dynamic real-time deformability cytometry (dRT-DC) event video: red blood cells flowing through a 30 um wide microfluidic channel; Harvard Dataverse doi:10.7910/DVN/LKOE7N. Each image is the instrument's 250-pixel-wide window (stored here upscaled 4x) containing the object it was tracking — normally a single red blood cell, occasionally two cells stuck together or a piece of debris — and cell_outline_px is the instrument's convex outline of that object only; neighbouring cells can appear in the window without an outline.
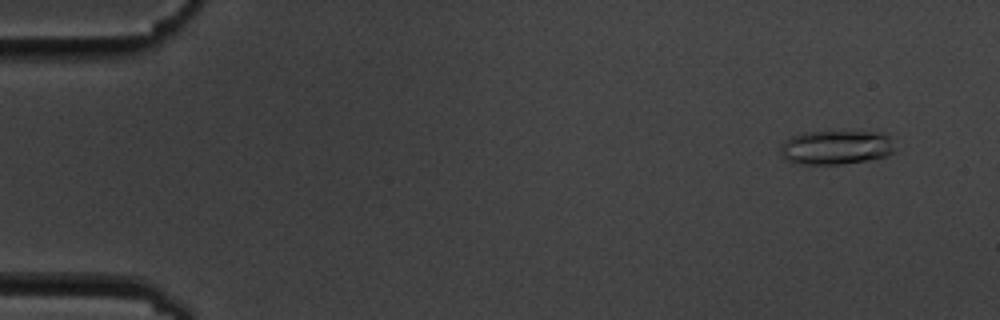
{"species": "common noctule bat (a hibernating species)", "species_latin": "Nyctalus noctula", "temperature_condition": "cold", "stored_images_in_passage": 5, "camera_frame_rate_fps": 3000, "um_per_image_px": 0.085, "animal": {"sex": "male", "body_mass_g": 19.5, "forearm_length_mm": 54.6}, "frame": {"image": 1, "passage_image": 1, "time_ms": 0.0, "image_size_px": [1000, 320], "cell_outline_px": [[896, 152], [888, 156], [868, 160], [840, 164], [796, 164], [784, 160], [780, 156], [780, 148], [784, 140], [792, 136], [804, 132], [884, 132], [888, 136]], "centroid_in_image_um": [71.03, 12.54], "position_along_channel_um": 14.0, "area_um2": 23.0}}